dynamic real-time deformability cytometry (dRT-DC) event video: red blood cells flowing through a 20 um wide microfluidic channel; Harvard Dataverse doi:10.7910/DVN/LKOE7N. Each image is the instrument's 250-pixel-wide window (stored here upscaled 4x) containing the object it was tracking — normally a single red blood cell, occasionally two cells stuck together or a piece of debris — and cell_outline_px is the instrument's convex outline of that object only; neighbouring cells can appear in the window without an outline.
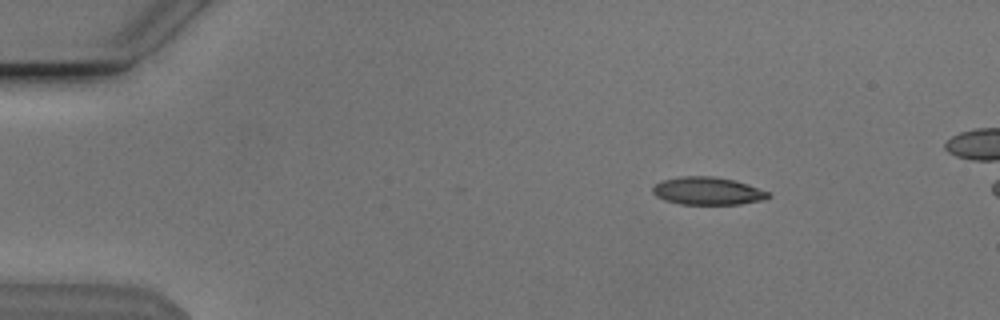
{"species": "Egyptian fruit bat (a non-hibernating species)", "species_latin": "Rousettus aegyptiacus", "temperature_condition": "cold", "stored_images_in_passage": 38, "camera_frame_rate_fps": 3000, "um_per_image_px": 0.085, "animal": {"sex": "male"}, "frame": {"image": 1, "passage_image": 3, "time_ms": 0.667, "image_size_px": [1000, 320], "cell_outline_px": [[768, 196], [760, 200], [740, 204], [680, 204], [664, 200], [656, 196], [652, 192], [652, 188], [656, 184], [664, 180], [684, 176], [712, 176], [732, 180], [748, 184], [768, 192]], "centroid_in_image_um": [60.1, 16.23], "position_along_channel_um": 24.9, "area_um2": 18.32}}
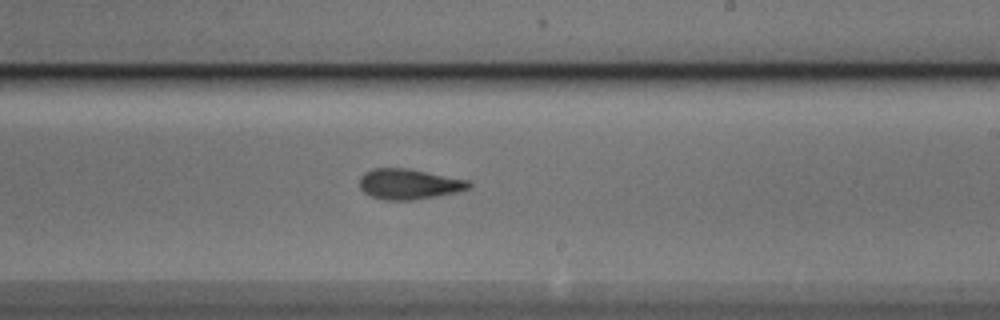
{"frame": {"image": 2, "passage_image": 27, "time_ms": 8.667, "image_size_px": [1000, 320], "cell_outline_px": [[472, 184], [468, 188], [460, 192], [412, 200], [384, 200], [372, 196], [364, 192], [360, 188], [360, 176], [364, 172], [372, 168], [408, 168], [472, 180]], "centroid_in_image_um": [34.8, 15.63], "position_along_channel_um": 254.2, "area_um2": 19.65}}
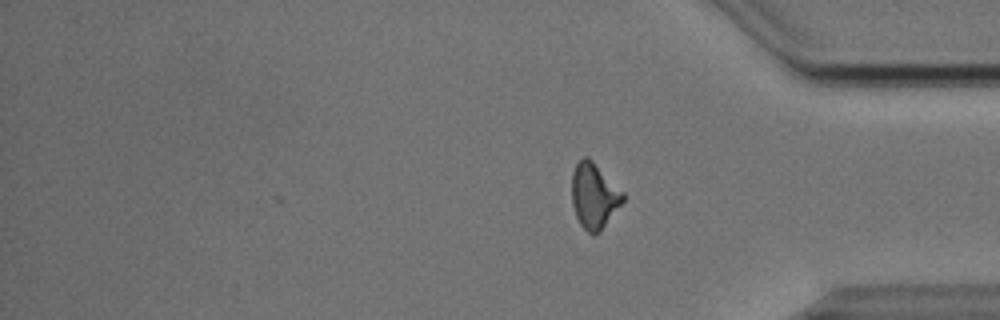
{"frame": {"image": 3, "passage_image": 38, "time_ms": 12.333, "image_size_px": [1000, 320], "cell_outline_px": [[624, 200], [600, 232], [588, 232], [580, 224], [576, 216], [572, 204], [572, 172], [576, 164], [584, 156], [588, 156], [624, 192]], "centroid_in_image_um": [50.49, 16.62], "position_along_channel_um": 384.7, "area_um2": 19.31}, "authors_computed_cell_mechanics": {"area_um2": 19.2763, "velocity_mm_per_s": 3.8626, "shape_relaxation_time_tau1_ms": 3.9016, "shape_relaxation_time_tau2_ms": 2.2374, "deformation_change_tau1": 0.1639, "deformation_change_tau2": 0.0976}}